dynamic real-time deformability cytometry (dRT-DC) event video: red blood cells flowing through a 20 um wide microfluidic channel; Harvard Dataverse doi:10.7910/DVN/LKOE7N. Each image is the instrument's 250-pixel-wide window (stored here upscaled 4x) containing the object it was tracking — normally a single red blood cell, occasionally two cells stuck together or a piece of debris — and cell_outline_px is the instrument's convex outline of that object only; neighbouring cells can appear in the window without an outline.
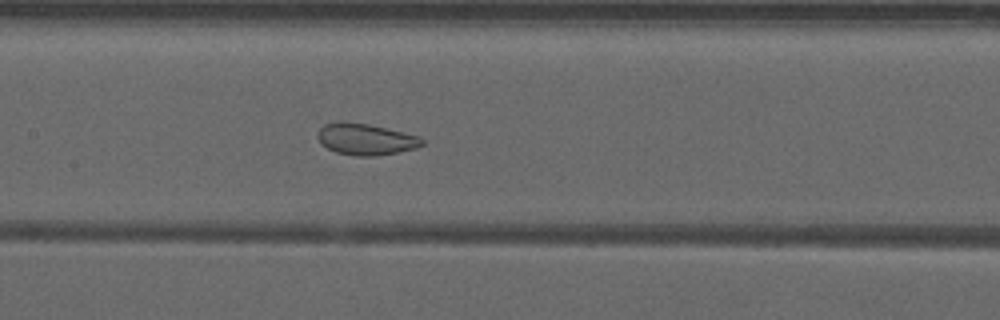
{"species": "common noctule bat (a hibernating species)", "species_latin": "Nyctalus noctula", "temperature_condition": "warm", "stored_images_in_passage": 53, "camera_frame_rate_fps": 3000, "um_per_image_px": 0.085, "animal": {"sex": "male", "forearm_length_mm": 52.5}, "frame": {"image": 1, "passage_image": 27, "time_ms": 8.667, "image_size_px": [1000, 320], "cell_outline_px": [[424, 144], [416, 148], [396, 152], [372, 156], [356, 156], [336, 152], [320, 144], [316, 136], [320, 128], [324, 124], [340, 120], [368, 124], [420, 136], [424, 140]], "centroid_in_image_um": [31.04, 11.82], "position_along_channel_um": 176.4, "area_um2": 19.19}}
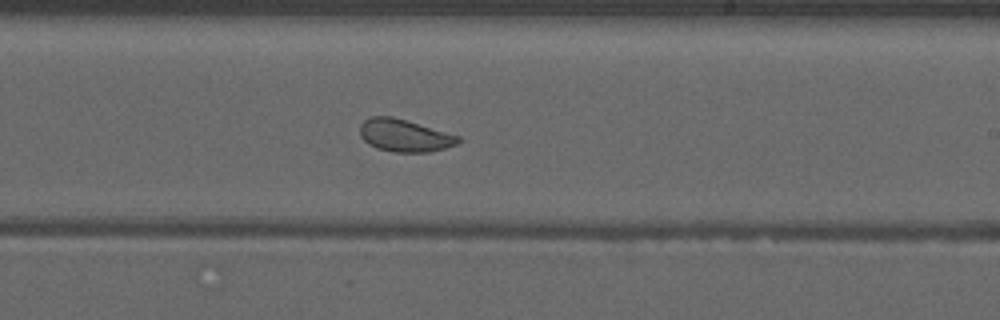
{"frame": {"image": 2, "passage_image": 33, "time_ms": 10.667, "image_size_px": [1000, 320], "cell_outline_px": [[460, 140], [456, 144], [444, 148], [428, 152], [396, 152], [376, 148], [368, 144], [360, 136], [360, 124], [364, 120], [372, 116], [392, 116], [460, 136]], "centroid_in_image_um": [34.35, 11.51], "position_along_channel_um": 254.7, "area_um2": 18.44}}
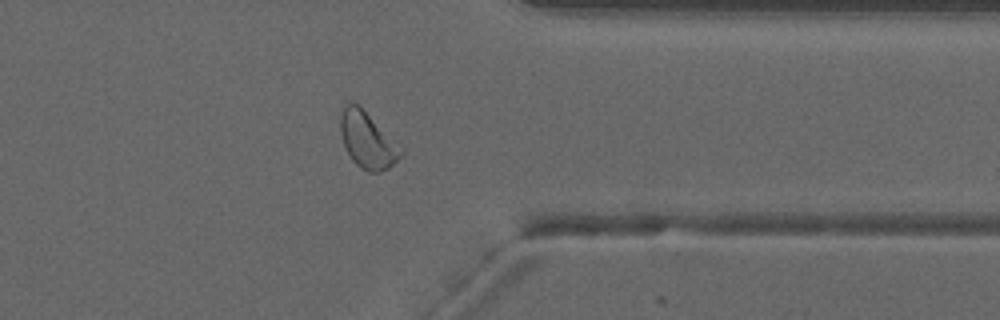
{"frame": {"image": 3, "passage_image": 43, "time_ms": 14.0, "image_size_px": [1000, 320], "cell_outline_px": [[404, 152], [388, 168], [380, 172], [368, 172], [360, 168], [352, 160], [344, 144], [340, 132], [340, 116], [344, 104], [360, 104], [404, 148]], "centroid_in_image_um": [31.25, 11.89], "position_along_channel_um": 380.1, "area_um2": 20.06}, "authors_computed_cell_mechanics": {"area_um2": 22.6576, "velocity_mm_per_s": 3.9373, "shape_relaxation_time_tau1_ms": null, "shape_relaxation_time_tau2_ms": 0.868, "deformation_change_tau1": null, "deformation_change_tau2": 0.0559}}